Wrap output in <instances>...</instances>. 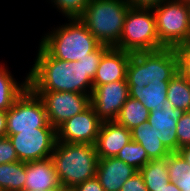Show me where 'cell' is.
<instances>
[{
	"label": "cell",
	"instance_id": "obj_1",
	"mask_svg": "<svg viewBox=\"0 0 190 191\" xmlns=\"http://www.w3.org/2000/svg\"><path fill=\"white\" fill-rule=\"evenodd\" d=\"M28 76L32 91L78 92L91 95L93 79L103 55L111 46L101 44L79 61L59 60L50 56L40 45Z\"/></svg>",
	"mask_w": 190,
	"mask_h": 191
},
{
	"label": "cell",
	"instance_id": "obj_2",
	"mask_svg": "<svg viewBox=\"0 0 190 191\" xmlns=\"http://www.w3.org/2000/svg\"><path fill=\"white\" fill-rule=\"evenodd\" d=\"M178 71L174 48L132 53L126 75L129 97L140 101L149 111L162 110L169 81Z\"/></svg>",
	"mask_w": 190,
	"mask_h": 191
},
{
	"label": "cell",
	"instance_id": "obj_3",
	"mask_svg": "<svg viewBox=\"0 0 190 191\" xmlns=\"http://www.w3.org/2000/svg\"><path fill=\"white\" fill-rule=\"evenodd\" d=\"M51 159L65 191L96 177L99 158L95 145L57 141Z\"/></svg>",
	"mask_w": 190,
	"mask_h": 191
},
{
	"label": "cell",
	"instance_id": "obj_4",
	"mask_svg": "<svg viewBox=\"0 0 190 191\" xmlns=\"http://www.w3.org/2000/svg\"><path fill=\"white\" fill-rule=\"evenodd\" d=\"M68 21L42 36L39 45L54 58L75 62L94 52L101 43L79 18Z\"/></svg>",
	"mask_w": 190,
	"mask_h": 191
},
{
	"label": "cell",
	"instance_id": "obj_5",
	"mask_svg": "<svg viewBox=\"0 0 190 191\" xmlns=\"http://www.w3.org/2000/svg\"><path fill=\"white\" fill-rule=\"evenodd\" d=\"M129 8L126 0H91L79 19L101 44L114 47L122 35Z\"/></svg>",
	"mask_w": 190,
	"mask_h": 191
},
{
	"label": "cell",
	"instance_id": "obj_6",
	"mask_svg": "<svg viewBox=\"0 0 190 191\" xmlns=\"http://www.w3.org/2000/svg\"><path fill=\"white\" fill-rule=\"evenodd\" d=\"M114 48L130 53L165 48L158 39L153 9L130 7L125 17L122 35Z\"/></svg>",
	"mask_w": 190,
	"mask_h": 191
},
{
	"label": "cell",
	"instance_id": "obj_7",
	"mask_svg": "<svg viewBox=\"0 0 190 191\" xmlns=\"http://www.w3.org/2000/svg\"><path fill=\"white\" fill-rule=\"evenodd\" d=\"M152 9L158 39L165 48H175L190 40V10L187 1L168 0Z\"/></svg>",
	"mask_w": 190,
	"mask_h": 191
},
{
	"label": "cell",
	"instance_id": "obj_8",
	"mask_svg": "<svg viewBox=\"0 0 190 191\" xmlns=\"http://www.w3.org/2000/svg\"><path fill=\"white\" fill-rule=\"evenodd\" d=\"M7 112L6 136L36 128H54L49 124L43 101L29 87Z\"/></svg>",
	"mask_w": 190,
	"mask_h": 191
},
{
	"label": "cell",
	"instance_id": "obj_9",
	"mask_svg": "<svg viewBox=\"0 0 190 191\" xmlns=\"http://www.w3.org/2000/svg\"><path fill=\"white\" fill-rule=\"evenodd\" d=\"M33 92L43 101L49 124L55 129L91 105L88 94L62 91Z\"/></svg>",
	"mask_w": 190,
	"mask_h": 191
},
{
	"label": "cell",
	"instance_id": "obj_10",
	"mask_svg": "<svg viewBox=\"0 0 190 191\" xmlns=\"http://www.w3.org/2000/svg\"><path fill=\"white\" fill-rule=\"evenodd\" d=\"M7 137L22 162L50 158L57 142L55 128H36Z\"/></svg>",
	"mask_w": 190,
	"mask_h": 191
},
{
	"label": "cell",
	"instance_id": "obj_11",
	"mask_svg": "<svg viewBox=\"0 0 190 191\" xmlns=\"http://www.w3.org/2000/svg\"><path fill=\"white\" fill-rule=\"evenodd\" d=\"M129 98L127 80L103 85H93L90 95L91 106L102 121H114Z\"/></svg>",
	"mask_w": 190,
	"mask_h": 191
},
{
	"label": "cell",
	"instance_id": "obj_12",
	"mask_svg": "<svg viewBox=\"0 0 190 191\" xmlns=\"http://www.w3.org/2000/svg\"><path fill=\"white\" fill-rule=\"evenodd\" d=\"M102 122L90 105L56 129L57 141L95 145Z\"/></svg>",
	"mask_w": 190,
	"mask_h": 191
},
{
	"label": "cell",
	"instance_id": "obj_13",
	"mask_svg": "<svg viewBox=\"0 0 190 191\" xmlns=\"http://www.w3.org/2000/svg\"><path fill=\"white\" fill-rule=\"evenodd\" d=\"M181 112L173 107L166 99L162 110L150 111L148 123L153 127L155 134L162 144L170 151H178L177 121Z\"/></svg>",
	"mask_w": 190,
	"mask_h": 191
},
{
	"label": "cell",
	"instance_id": "obj_14",
	"mask_svg": "<svg viewBox=\"0 0 190 191\" xmlns=\"http://www.w3.org/2000/svg\"><path fill=\"white\" fill-rule=\"evenodd\" d=\"M132 140L131 131L114 121H103L95 143L98 158L116 157Z\"/></svg>",
	"mask_w": 190,
	"mask_h": 191
},
{
	"label": "cell",
	"instance_id": "obj_15",
	"mask_svg": "<svg viewBox=\"0 0 190 191\" xmlns=\"http://www.w3.org/2000/svg\"><path fill=\"white\" fill-rule=\"evenodd\" d=\"M130 52L111 47L102 57L93 85H103L119 80H127V66L131 58Z\"/></svg>",
	"mask_w": 190,
	"mask_h": 191
},
{
	"label": "cell",
	"instance_id": "obj_16",
	"mask_svg": "<svg viewBox=\"0 0 190 191\" xmlns=\"http://www.w3.org/2000/svg\"><path fill=\"white\" fill-rule=\"evenodd\" d=\"M64 190L50 158L26 162L24 191Z\"/></svg>",
	"mask_w": 190,
	"mask_h": 191
},
{
	"label": "cell",
	"instance_id": "obj_17",
	"mask_svg": "<svg viewBox=\"0 0 190 191\" xmlns=\"http://www.w3.org/2000/svg\"><path fill=\"white\" fill-rule=\"evenodd\" d=\"M136 172L137 169L117 157H107L98 160L96 178L104 191H120L126 180Z\"/></svg>",
	"mask_w": 190,
	"mask_h": 191
},
{
	"label": "cell",
	"instance_id": "obj_18",
	"mask_svg": "<svg viewBox=\"0 0 190 191\" xmlns=\"http://www.w3.org/2000/svg\"><path fill=\"white\" fill-rule=\"evenodd\" d=\"M130 131L132 140L145 149L150 160L164 158L171 153L159 140L148 121L134 127Z\"/></svg>",
	"mask_w": 190,
	"mask_h": 191
},
{
	"label": "cell",
	"instance_id": "obj_19",
	"mask_svg": "<svg viewBox=\"0 0 190 191\" xmlns=\"http://www.w3.org/2000/svg\"><path fill=\"white\" fill-rule=\"evenodd\" d=\"M4 65H0V110L8 111L16 99L27 89L28 76L19 83Z\"/></svg>",
	"mask_w": 190,
	"mask_h": 191
},
{
	"label": "cell",
	"instance_id": "obj_20",
	"mask_svg": "<svg viewBox=\"0 0 190 191\" xmlns=\"http://www.w3.org/2000/svg\"><path fill=\"white\" fill-rule=\"evenodd\" d=\"M139 172L142 174L148 191H160L170 182L167 170V157L152 159Z\"/></svg>",
	"mask_w": 190,
	"mask_h": 191
},
{
	"label": "cell",
	"instance_id": "obj_21",
	"mask_svg": "<svg viewBox=\"0 0 190 191\" xmlns=\"http://www.w3.org/2000/svg\"><path fill=\"white\" fill-rule=\"evenodd\" d=\"M26 162L0 164V191H24Z\"/></svg>",
	"mask_w": 190,
	"mask_h": 191
},
{
	"label": "cell",
	"instance_id": "obj_22",
	"mask_svg": "<svg viewBox=\"0 0 190 191\" xmlns=\"http://www.w3.org/2000/svg\"><path fill=\"white\" fill-rule=\"evenodd\" d=\"M167 99L175 109L183 112H190V88L188 78L181 72L169 81Z\"/></svg>",
	"mask_w": 190,
	"mask_h": 191
},
{
	"label": "cell",
	"instance_id": "obj_23",
	"mask_svg": "<svg viewBox=\"0 0 190 191\" xmlns=\"http://www.w3.org/2000/svg\"><path fill=\"white\" fill-rule=\"evenodd\" d=\"M149 114L150 111L140 101L129 97L122 106L115 121L131 130L148 121Z\"/></svg>",
	"mask_w": 190,
	"mask_h": 191
},
{
	"label": "cell",
	"instance_id": "obj_24",
	"mask_svg": "<svg viewBox=\"0 0 190 191\" xmlns=\"http://www.w3.org/2000/svg\"><path fill=\"white\" fill-rule=\"evenodd\" d=\"M116 157L138 171L150 161L145 149L133 140L126 144Z\"/></svg>",
	"mask_w": 190,
	"mask_h": 191
},
{
	"label": "cell",
	"instance_id": "obj_25",
	"mask_svg": "<svg viewBox=\"0 0 190 191\" xmlns=\"http://www.w3.org/2000/svg\"><path fill=\"white\" fill-rule=\"evenodd\" d=\"M91 0H51L59 12L68 19L79 18Z\"/></svg>",
	"mask_w": 190,
	"mask_h": 191
},
{
	"label": "cell",
	"instance_id": "obj_26",
	"mask_svg": "<svg viewBox=\"0 0 190 191\" xmlns=\"http://www.w3.org/2000/svg\"><path fill=\"white\" fill-rule=\"evenodd\" d=\"M176 135L178 150L184 146L190 145V112L181 113L177 121Z\"/></svg>",
	"mask_w": 190,
	"mask_h": 191
},
{
	"label": "cell",
	"instance_id": "obj_27",
	"mask_svg": "<svg viewBox=\"0 0 190 191\" xmlns=\"http://www.w3.org/2000/svg\"><path fill=\"white\" fill-rule=\"evenodd\" d=\"M174 50L178 58L179 72L190 78V40L177 45Z\"/></svg>",
	"mask_w": 190,
	"mask_h": 191
},
{
	"label": "cell",
	"instance_id": "obj_28",
	"mask_svg": "<svg viewBox=\"0 0 190 191\" xmlns=\"http://www.w3.org/2000/svg\"><path fill=\"white\" fill-rule=\"evenodd\" d=\"M168 175H181L190 170V165L178 152H171L167 156Z\"/></svg>",
	"mask_w": 190,
	"mask_h": 191
},
{
	"label": "cell",
	"instance_id": "obj_29",
	"mask_svg": "<svg viewBox=\"0 0 190 191\" xmlns=\"http://www.w3.org/2000/svg\"><path fill=\"white\" fill-rule=\"evenodd\" d=\"M19 161L16 151L7 136L0 137V164Z\"/></svg>",
	"mask_w": 190,
	"mask_h": 191
},
{
	"label": "cell",
	"instance_id": "obj_30",
	"mask_svg": "<svg viewBox=\"0 0 190 191\" xmlns=\"http://www.w3.org/2000/svg\"><path fill=\"white\" fill-rule=\"evenodd\" d=\"M120 191H148L142 174L138 171L121 187Z\"/></svg>",
	"mask_w": 190,
	"mask_h": 191
},
{
	"label": "cell",
	"instance_id": "obj_31",
	"mask_svg": "<svg viewBox=\"0 0 190 191\" xmlns=\"http://www.w3.org/2000/svg\"><path fill=\"white\" fill-rule=\"evenodd\" d=\"M169 180L174 182L181 191H190V170L181 175H169Z\"/></svg>",
	"mask_w": 190,
	"mask_h": 191
},
{
	"label": "cell",
	"instance_id": "obj_32",
	"mask_svg": "<svg viewBox=\"0 0 190 191\" xmlns=\"http://www.w3.org/2000/svg\"><path fill=\"white\" fill-rule=\"evenodd\" d=\"M69 191H104V189L100 184L99 180L96 177H94L73 187Z\"/></svg>",
	"mask_w": 190,
	"mask_h": 191
},
{
	"label": "cell",
	"instance_id": "obj_33",
	"mask_svg": "<svg viewBox=\"0 0 190 191\" xmlns=\"http://www.w3.org/2000/svg\"><path fill=\"white\" fill-rule=\"evenodd\" d=\"M132 8L152 9L168 0H126Z\"/></svg>",
	"mask_w": 190,
	"mask_h": 191
},
{
	"label": "cell",
	"instance_id": "obj_34",
	"mask_svg": "<svg viewBox=\"0 0 190 191\" xmlns=\"http://www.w3.org/2000/svg\"><path fill=\"white\" fill-rule=\"evenodd\" d=\"M7 131V112L0 110V137H5Z\"/></svg>",
	"mask_w": 190,
	"mask_h": 191
},
{
	"label": "cell",
	"instance_id": "obj_35",
	"mask_svg": "<svg viewBox=\"0 0 190 191\" xmlns=\"http://www.w3.org/2000/svg\"><path fill=\"white\" fill-rule=\"evenodd\" d=\"M177 152L190 165V145L180 148Z\"/></svg>",
	"mask_w": 190,
	"mask_h": 191
},
{
	"label": "cell",
	"instance_id": "obj_36",
	"mask_svg": "<svg viewBox=\"0 0 190 191\" xmlns=\"http://www.w3.org/2000/svg\"><path fill=\"white\" fill-rule=\"evenodd\" d=\"M160 191H181L174 182H169L168 184H165V187H163Z\"/></svg>",
	"mask_w": 190,
	"mask_h": 191
},
{
	"label": "cell",
	"instance_id": "obj_37",
	"mask_svg": "<svg viewBox=\"0 0 190 191\" xmlns=\"http://www.w3.org/2000/svg\"><path fill=\"white\" fill-rule=\"evenodd\" d=\"M38 191H65V190H38Z\"/></svg>",
	"mask_w": 190,
	"mask_h": 191
},
{
	"label": "cell",
	"instance_id": "obj_38",
	"mask_svg": "<svg viewBox=\"0 0 190 191\" xmlns=\"http://www.w3.org/2000/svg\"><path fill=\"white\" fill-rule=\"evenodd\" d=\"M187 3H188V5H189V10H190V0H187Z\"/></svg>",
	"mask_w": 190,
	"mask_h": 191
},
{
	"label": "cell",
	"instance_id": "obj_39",
	"mask_svg": "<svg viewBox=\"0 0 190 191\" xmlns=\"http://www.w3.org/2000/svg\"><path fill=\"white\" fill-rule=\"evenodd\" d=\"M188 84H189V88H190V78H188Z\"/></svg>",
	"mask_w": 190,
	"mask_h": 191
}]
</instances>
